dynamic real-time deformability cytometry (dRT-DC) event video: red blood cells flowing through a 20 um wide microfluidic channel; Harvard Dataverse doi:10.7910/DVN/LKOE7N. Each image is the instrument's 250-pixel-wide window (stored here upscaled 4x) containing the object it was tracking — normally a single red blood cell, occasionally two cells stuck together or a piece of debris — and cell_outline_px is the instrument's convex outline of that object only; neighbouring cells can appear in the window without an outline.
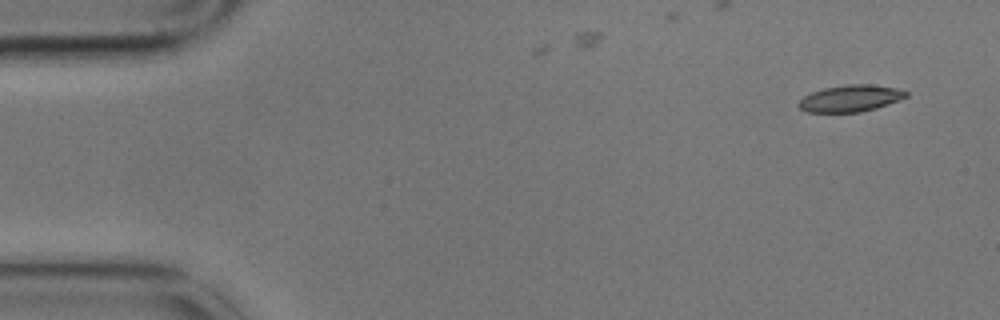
{"species": "common noctule bat (a hibernating species)", "species_latin": "Nyctalus noctula", "temperature_condition": "cold", "stored_images_in_passage": 4, "camera_frame_rate_fps": 3000, "um_per_image_px": 0.085, "animal": {"sex": "male", "body_mass_g": 17.9}, "frame": {"image": 1, "passage_image": 1, "time_ms": 0.0, "image_size_px": [1000, 320], "cell_outline_px": [[908, 96], [900, 100], [876, 108], [860, 112], [808, 112], [800, 108], [796, 104], [804, 96], [812, 92], [824, 88], [848, 84], [872, 84], [896, 88], [908, 92]], "centroid_in_image_um": [72.3, 8.36], "position_along_channel_um": 12.7, "area_um2": 16.7}}